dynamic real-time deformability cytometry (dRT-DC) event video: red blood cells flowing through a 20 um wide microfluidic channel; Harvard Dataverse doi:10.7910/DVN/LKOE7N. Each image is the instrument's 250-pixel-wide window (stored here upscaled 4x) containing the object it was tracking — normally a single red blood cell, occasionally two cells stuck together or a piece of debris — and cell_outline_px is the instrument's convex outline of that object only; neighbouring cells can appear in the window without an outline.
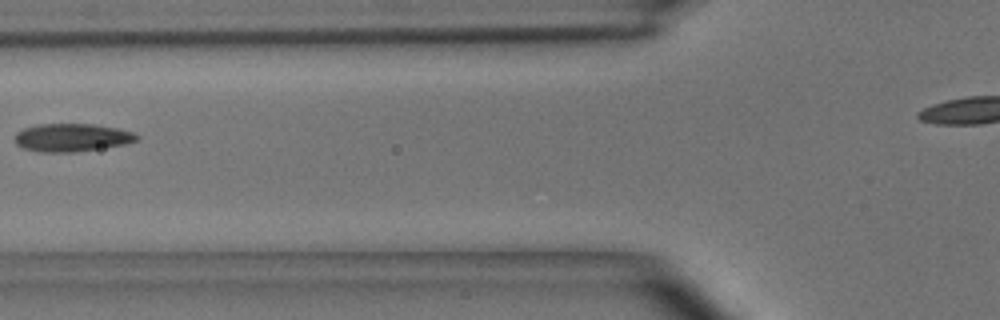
{"species": "common noctule bat (a hibernating species)", "species_latin": "Nyctalus noctula", "temperature_condition": "room temperature", "stored_images_in_passage": 6, "camera_frame_rate_fps": 3000, "um_per_image_px": 0.085, "animal": {"sex": "male", "body_mass_g": 15.6}, "frame": {"image": 1, "passage_image": 5, "time_ms": 1.333, "image_size_px": [1000, 320], "cell_outline_px": [[140, 136], [136, 140], [124, 144], [76, 152], [40, 152], [24, 148], [16, 144], [16, 132], [24, 128], [40, 124], [96, 124], [120, 128], [132, 132]], "centroid_in_image_um": [6.12, 11.68], "position_along_channel_um": 119.7, "area_um2": 19.83}}